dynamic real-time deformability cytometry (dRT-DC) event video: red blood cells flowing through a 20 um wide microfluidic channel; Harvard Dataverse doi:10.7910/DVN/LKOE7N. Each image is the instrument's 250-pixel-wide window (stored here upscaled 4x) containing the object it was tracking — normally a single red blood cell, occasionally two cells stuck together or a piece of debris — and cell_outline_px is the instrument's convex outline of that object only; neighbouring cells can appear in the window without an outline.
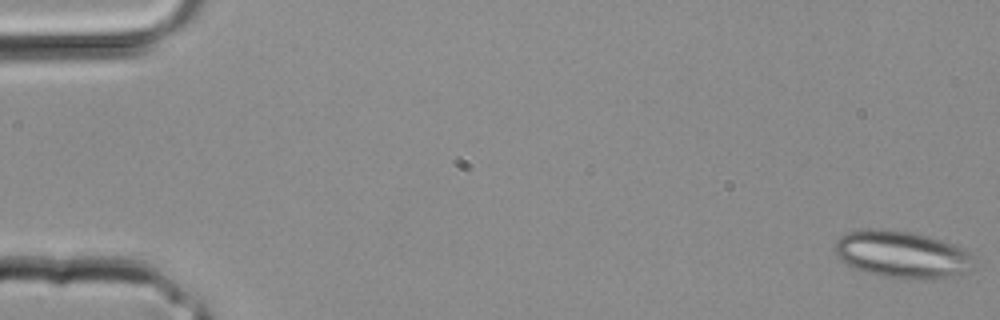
{"species": "common noctule bat (a hibernating species)", "species_latin": "Nyctalus noctula", "temperature_condition": "room temperature", "stored_images_in_passage": 13, "camera_frame_rate_fps": 3000, "um_per_image_px": 0.085, "animal": {"sex": "male", "body_mass_g": 20.4}, "frame": {"image": 1, "passage_image": 1, "time_ms": 0.0, "image_size_px": [1000, 320], "cell_outline_px": [[972, 268], [968, 272], [940, 280], [908, 280], [880, 276], [856, 268], [840, 260], [836, 256], [836, 240], [840, 236], [848, 232], [868, 228], [884, 228], [912, 232], [944, 240], [964, 248], [972, 256]], "centroid_in_image_um": [76.71, 21.64], "position_along_channel_um": 8.3, "area_um2": 38.84}}